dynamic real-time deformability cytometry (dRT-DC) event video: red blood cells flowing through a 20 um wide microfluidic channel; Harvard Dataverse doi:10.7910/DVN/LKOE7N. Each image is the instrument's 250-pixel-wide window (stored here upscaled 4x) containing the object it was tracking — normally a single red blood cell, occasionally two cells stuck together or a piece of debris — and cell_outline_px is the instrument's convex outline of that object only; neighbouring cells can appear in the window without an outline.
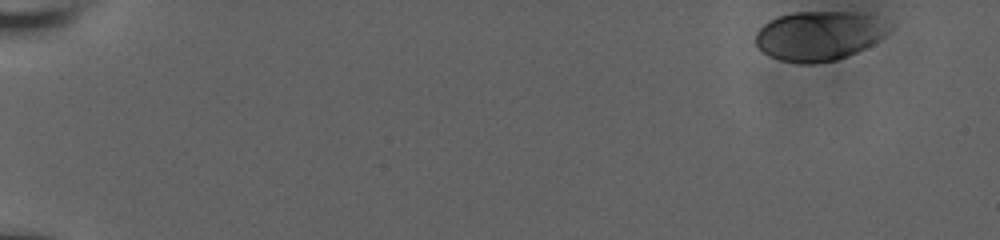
{"species": "human", "species_latin": "Homo sapiens", "temperature_condition": "room temperature", "stored_images_in_passage": 54, "camera_frame_rate_fps": 3000, "um_per_image_px": 0.085, "donor": {"sex": "male"}, "frame": {"image": 1, "passage_image": 1, "time_ms": 0.0, "image_size_px": [1000, 240], "cell_outline_px": [[892, 28], [884, 36], [872, 44], [856, 52], [836, 60], [812, 64], [804, 64], [780, 60], [764, 52], [756, 44], [756, 32], [768, 20], [776, 16], [792, 12], [852, 12], [868, 16]], "centroid_in_image_um": [69.55, 3.05], "position_along_channel_um": 15.5, "area_um2": 37.86}}
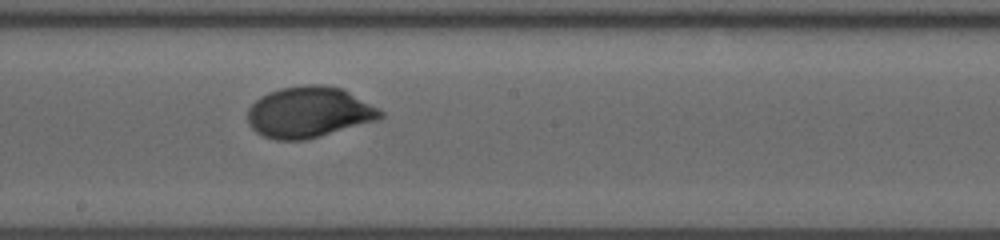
{"frame": {"image": 2, "passage_image": 31, "time_ms": 10.0, "image_size_px": [1000, 240], "cell_outline_px": [[384, 116], [376, 120], [320, 136], [304, 140], [276, 140], [264, 136], [256, 132], [248, 124], [248, 108], [260, 96], [268, 92], [280, 88], [308, 84], [320, 84], [340, 88], [380, 108], [384, 112]], "centroid_in_image_um": [26.24, 9.53], "position_along_channel_um": 222.0, "area_um2": 39.3}}
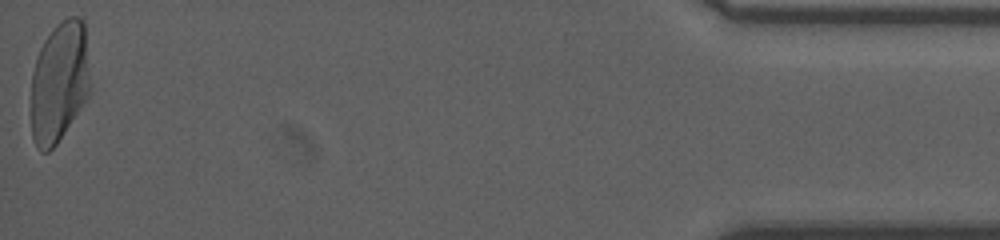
{"frame": {"image": 3, "passage_image": 54, "time_ms": 17.667, "image_size_px": [1000, 240], "cell_outline_px": [[88, 96], [56, 144], [48, 152], [40, 152], [36, 148], [32, 136], [32, 72], [40, 48], [44, 40], [56, 24], [68, 16], [80, 16], [84, 20], [88, 80]], "centroid_in_image_um": [5.01, 6.96], "position_along_channel_um": 430.2, "area_um2": 40.92}, "authors_computed_cell_mechanics": {"area_um2": 38.2925, "velocity_mm_per_s": 3.7948, "shape_relaxation_time_tau1_ms": 2.552, "shape_relaxation_time_tau2_ms": null, "deformation_change_tau1": 0.1561, "deformation_change_tau2": null}}